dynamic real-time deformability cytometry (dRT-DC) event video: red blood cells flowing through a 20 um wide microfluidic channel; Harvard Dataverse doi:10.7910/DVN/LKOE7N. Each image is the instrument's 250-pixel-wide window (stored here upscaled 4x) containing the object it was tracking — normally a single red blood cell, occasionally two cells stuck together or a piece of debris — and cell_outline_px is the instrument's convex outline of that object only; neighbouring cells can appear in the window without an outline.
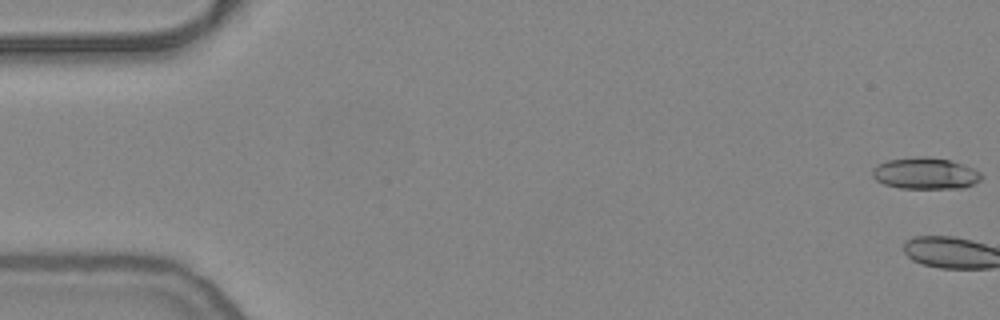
{"species": "common noctule bat (a hibernating species)", "species_latin": "Nyctalus noctula", "temperature_condition": "warm", "stored_images_in_passage": 3, "camera_frame_rate_fps": 3000, "um_per_image_px": 0.085, "animal": {"sex": "female", "body_mass_g": 24.6, "forearm_length_mm": 56.2}, "frame": {"image": 1, "passage_image": 1, "time_ms": 0.0, "image_size_px": [1000, 320], "cell_outline_px": [[984, 176], [980, 180], [964, 188], [900, 188], [884, 184], [876, 180], [872, 176], [872, 168], [876, 164], [888, 160], [920, 156], [928, 156], [948, 160], [964, 164], [980, 172]], "centroid_in_image_um": [78.64, 14.73], "position_along_channel_um": 6.4, "area_um2": 20.11}}